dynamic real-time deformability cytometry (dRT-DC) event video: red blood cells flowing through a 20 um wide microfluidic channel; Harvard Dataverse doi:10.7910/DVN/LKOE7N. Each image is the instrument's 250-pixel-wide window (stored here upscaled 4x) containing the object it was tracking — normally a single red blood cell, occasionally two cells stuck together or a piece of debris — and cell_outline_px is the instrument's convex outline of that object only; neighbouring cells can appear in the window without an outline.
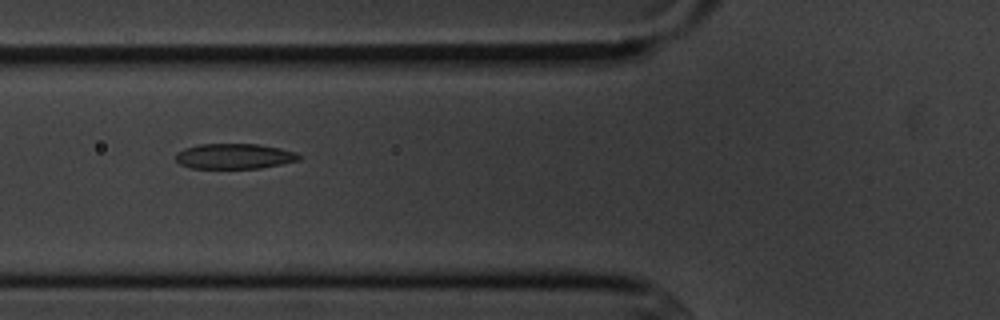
{"species": "common noctule bat (a hibernating species)", "species_latin": "Nyctalus noctula", "temperature_condition": "cold", "stored_images_in_passage": 6, "camera_frame_rate_fps": 3000, "um_per_image_px": 0.085, "animal": {"sex": "male", "body_mass_g": 20.1, "forearm_length_mm": 53.5}, "frame": {"image": 1, "passage_image": 4, "time_ms": 3.667, "image_size_px": [1000, 320], "cell_outline_px": [[300, 160], [260, 168], [192, 168], [180, 164], [176, 160], [176, 152], [184, 148], [200, 144], [256, 144], [280, 148], [296, 152], [300, 156]], "centroid_in_image_um": [19.9, 13.28], "position_along_channel_um": 105.9, "area_um2": 18.09}}
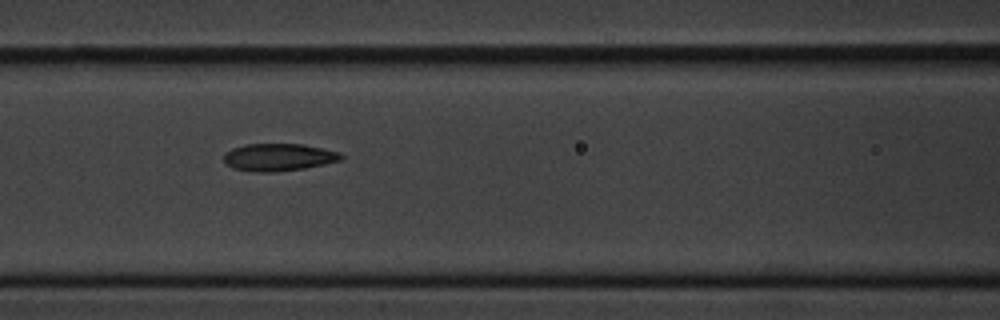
{"frame": {"image": 2, "passage_image": 5, "time_ms": 4.667, "image_size_px": [1000, 320], "cell_outline_px": [[344, 156], [340, 160], [324, 164], [304, 168], [276, 172], [252, 172], [232, 168], [224, 164], [224, 152], [232, 148], [244, 144], [304, 144], [340, 152]], "centroid_in_image_um": [23.63, 13.36], "position_along_channel_um": 143.0, "area_um2": 18.96}}
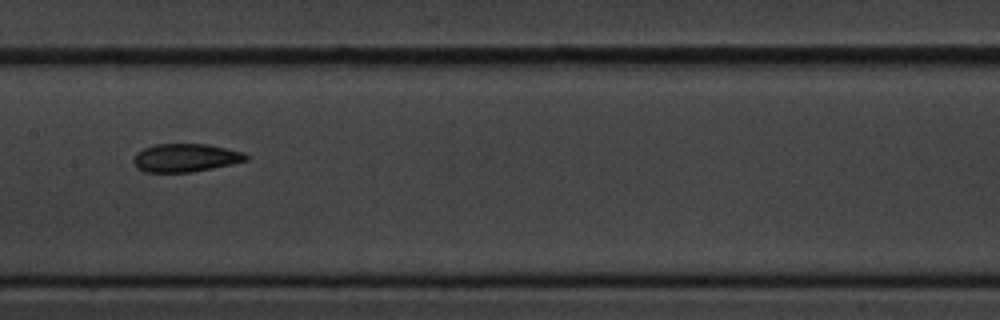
{"frame": {"image": 3, "passage_image": 6, "time_ms": 6.0, "image_size_px": [1000, 320], "cell_outline_px": [[248, 160], [232, 164], [192, 172], [144, 172], [136, 168], [132, 160], [136, 152], [144, 148], [156, 144], [208, 144], [244, 152], [248, 156]], "centroid_in_image_um": [15.75, 13.41], "position_along_channel_um": 191.7, "area_um2": 18.61}}